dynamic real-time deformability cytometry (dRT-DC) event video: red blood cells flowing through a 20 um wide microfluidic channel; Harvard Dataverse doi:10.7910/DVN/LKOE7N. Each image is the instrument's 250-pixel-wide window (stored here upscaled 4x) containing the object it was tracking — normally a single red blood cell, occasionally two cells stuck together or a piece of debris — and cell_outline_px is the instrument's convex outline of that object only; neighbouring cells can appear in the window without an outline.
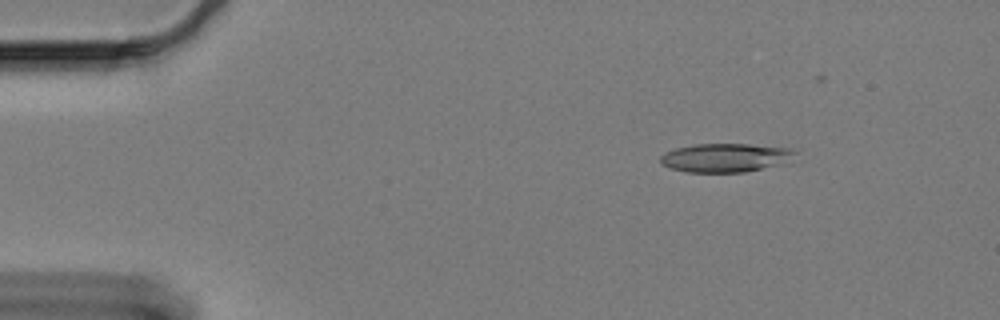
{"species": "Egyptian fruit bat (a non-hibernating species)", "species_latin": "Rousettus aegyptiacus", "temperature_condition": "cold", "stored_images_in_passage": 48, "camera_frame_rate_fps": 3000, "um_per_image_px": 0.085, "animal": {"sex": "female"}, "frame": {"image": 1, "passage_image": 2, "time_ms": 0.333, "image_size_px": [1000, 320], "cell_outline_px": [[796, 152], [772, 164], [760, 168], [744, 172], [688, 172], [668, 168], [660, 164], [660, 156], [664, 152], [676, 148], [696, 144], [748, 144], [788, 148]], "centroid_in_image_um": [61.43, 13.39], "position_along_channel_um": 23.6, "area_um2": 21.68}}
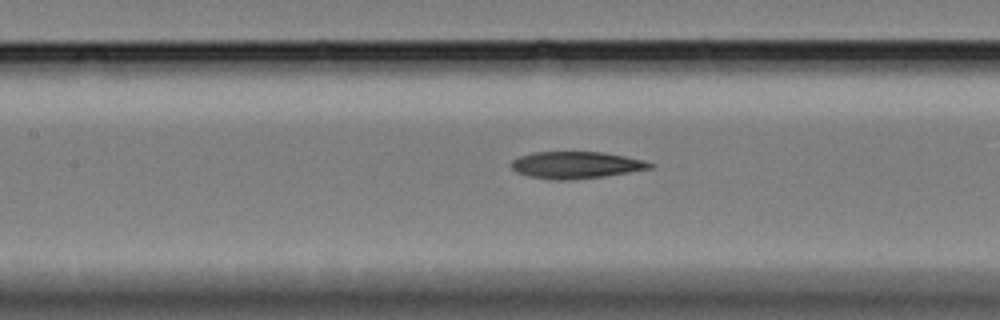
{"frame": {"image": 2, "passage_image": 21, "time_ms": 6.667, "image_size_px": [1000, 320], "cell_outline_px": [[656, 164], [652, 168], [604, 176], [568, 180], [556, 180], [528, 176], [516, 172], [512, 168], [512, 160], [520, 156], [532, 152], [600, 152], [624, 156], [644, 160]], "centroid_in_image_um": [48.96, 14.02], "position_along_channel_um": 158.4, "area_um2": 21.62}}
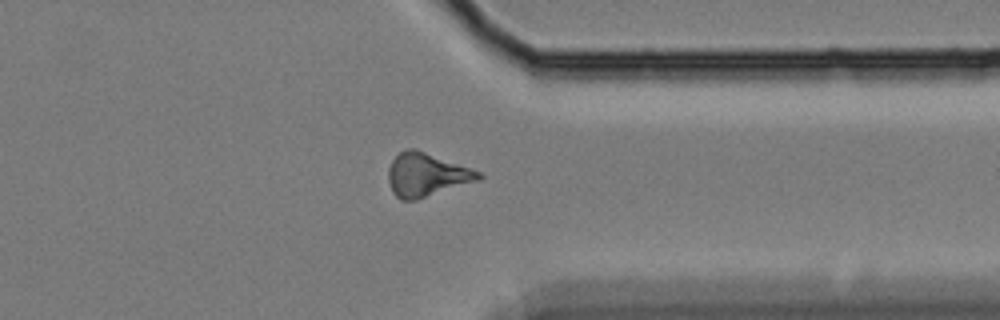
{"frame": {"image": 3, "passage_image": 41, "time_ms": 13.333, "image_size_px": [1000, 320], "cell_outline_px": [[484, 176], [480, 180], [416, 200], [400, 200], [392, 192], [388, 180], [388, 168], [392, 160], [400, 152], [408, 148], [416, 148], [472, 168], [480, 172]], "centroid_in_image_um": [36.26, 14.85], "position_along_channel_um": 375.1, "area_um2": 23.06}}